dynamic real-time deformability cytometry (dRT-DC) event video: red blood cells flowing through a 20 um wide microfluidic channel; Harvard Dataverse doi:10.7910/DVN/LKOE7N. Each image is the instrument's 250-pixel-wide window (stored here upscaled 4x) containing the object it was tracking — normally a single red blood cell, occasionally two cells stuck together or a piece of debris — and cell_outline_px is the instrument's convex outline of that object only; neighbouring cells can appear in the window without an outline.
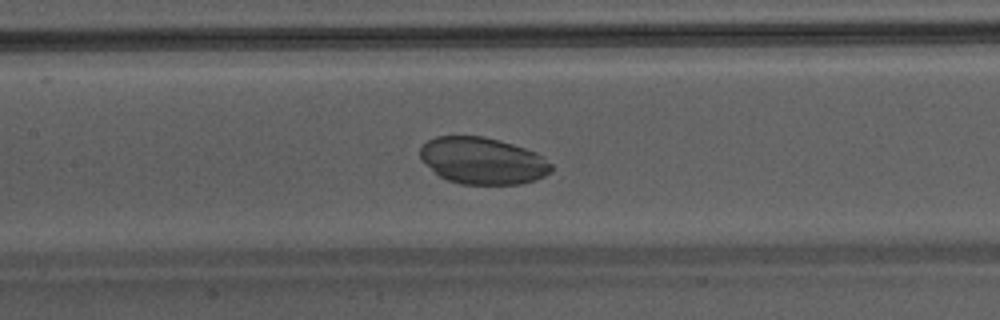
{"species": "Egyptian fruit bat (a non-hibernating species)", "species_latin": "Rousettus aegyptiacus", "temperature_condition": "warm", "stored_images_in_passage": 14, "camera_frame_rate_fps": 3000, "um_per_image_px": 0.085, "animal": {"sex": "male"}, "frame": {"image": 1, "passage_image": 12, "time_ms": 3.667, "image_size_px": [1000, 320], "cell_outline_px": [[552, 172], [536, 180], [520, 184], [460, 184], [448, 180], [440, 176], [420, 160], [420, 148], [428, 140], [436, 136], [484, 136], [500, 140], [536, 152], [552, 164]], "centroid_in_image_um": [41.03, 13.66], "position_along_channel_um": 166.4, "area_um2": 35.84}}